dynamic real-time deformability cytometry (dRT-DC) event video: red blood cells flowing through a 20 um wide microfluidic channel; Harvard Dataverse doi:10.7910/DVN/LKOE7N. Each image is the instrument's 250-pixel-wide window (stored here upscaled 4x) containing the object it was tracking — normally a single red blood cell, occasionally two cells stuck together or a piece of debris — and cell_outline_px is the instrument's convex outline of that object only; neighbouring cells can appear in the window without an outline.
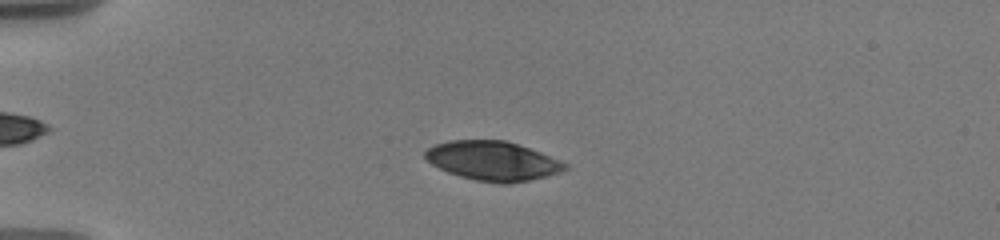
{"species": "human", "species_latin": "Homo sapiens", "temperature_condition": "warm", "stored_images_in_passage": 35, "camera_frame_rate_fps": 3000, "um_per_image_px": 0.085, "donor": {"sex": "male"}, "frame": {"image": 1, "passage_image": 11, "time_ms": 4.333, "image_size_px": [1000, 240], "cell_outline_px": [[568, 168], [564, 172], [528, 180], [508, 184], [504, 184], [476, 180], [460, 176], [448, 172], [432, 164], [424, 156], [424, 152], [428, 148], [436, 144], [448, 140], [504, 140], [540, 152], [560, 160], [568, 164]], "centroid_in_image_um": [41.9, 13.68], "position_along_channel_um": 43.1, "area_um2": 31.85}}
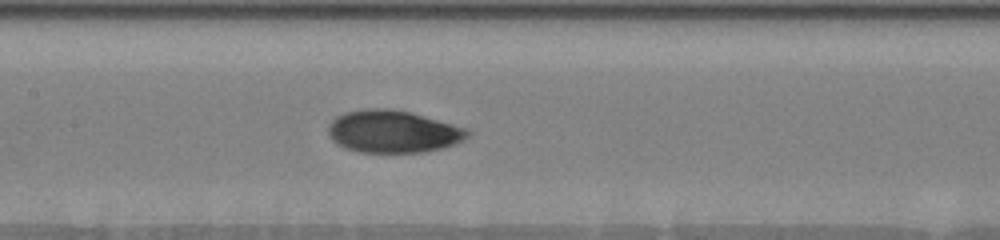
{"frame": {"image": 2, "passage_image": 23, "time_ms": 9.0, "image_size_px": [1000, 240], "cell_outline_px": [[472, 132], [464, 140], [440, 148], [424, 152], [360, 152], [344, 148], [336, 144], [328, 136], [328, 124], [336, 116], [344, 112], [364, 108], [392, 108], [424, 116], [468, 128]], "centroid_in_image_um": [33.36, 11.17], "position_along_channel_um": 174.0, "area_um2": 34.62}}
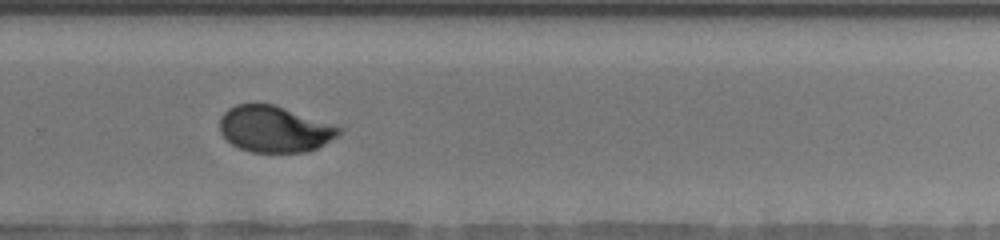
{"frame": {"image": 3, "passage_image": 32, "time_ms": 12.667, "image_size_px": [1000, 240], "cell_outline_px": [[344, 132], [316, 148], [308, 152], [252, 152], [240, 148], [232, 144], [220, 132], [220, 116], [228, 108], [236, 104], [276, 104], [344, 128]], "centroid_in_image_um": [23.35, 10.96], "position_along_channel_um": 306.4, "area_um2": 32.25}}